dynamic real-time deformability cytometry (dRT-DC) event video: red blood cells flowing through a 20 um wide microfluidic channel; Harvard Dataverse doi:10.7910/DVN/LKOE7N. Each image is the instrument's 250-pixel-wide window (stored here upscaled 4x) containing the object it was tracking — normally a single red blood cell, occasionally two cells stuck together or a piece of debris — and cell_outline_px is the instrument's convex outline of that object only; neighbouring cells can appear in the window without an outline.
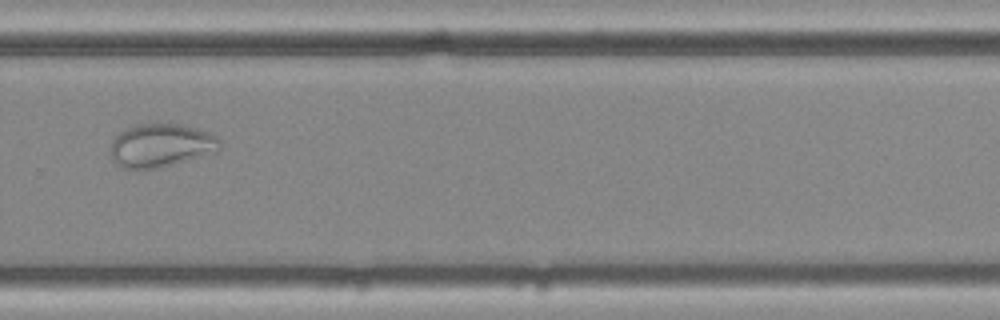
{"species": "common noctule bat (a hibernating species)", "species_latin": "Nyctalus noctula", "temperature_condition": "cold", "stored_images_in_passage": 10, "camera_frame_rate_fps": 3000, "um_per_image_px": 0.085, "animal": {"sex": "female", "body_mass_g": 25.1}, "frame": {"image": 1, "passage_image": 10, "time_ms": 3.0, "image_size_px": [1000, 320], "cell_outline_px": [[220, 148], [216, 152], [156, 168], [124, 168], [116, 164], [112, 160], [112, 140], [124, 128], [136, 124], [180, 124], [196, 128], [208, 132], [216, 136], [220, 140]], "centroid_in_image_um": [13.67, 12.34], "position_along_channel_um": 316.1, "area_um2": 27.28}}